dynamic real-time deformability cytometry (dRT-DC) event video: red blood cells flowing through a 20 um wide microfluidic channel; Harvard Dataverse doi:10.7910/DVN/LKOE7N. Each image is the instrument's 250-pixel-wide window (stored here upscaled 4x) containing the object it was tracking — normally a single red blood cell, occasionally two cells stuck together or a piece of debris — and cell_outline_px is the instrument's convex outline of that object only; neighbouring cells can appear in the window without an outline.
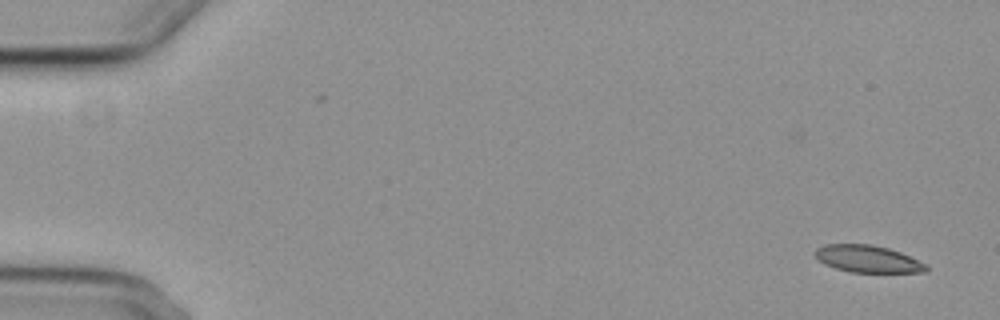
{"species": "common noctule bat (a hibernating species)", "species_latin": "Nyctalus noctula", "temperature_condition": "cold", "stored_images_in_passage": 11, "camera_frame_rate_fps": 3000, "um_per_image_px": 0.085, "animal": {"sex": "female", "body_mass_g": 29.2, "forearm_length_mm": 56.3}, "frame": {"image": 1, "passage_image": 2, "time_ms": 1.333, "image_size_px": [1000, 320], "cell_outline_px": [[928, 272], [852, 272], [836, 268], [824, 264], [816, 256], [816, 248], [824, 244], [872, 244], [888, 248], [900, 252], [928, 264]], "centroid_in_image_um": [73.79, 22.0], "position_along_channel_um": 11.2, "area_um2": 17.51}}
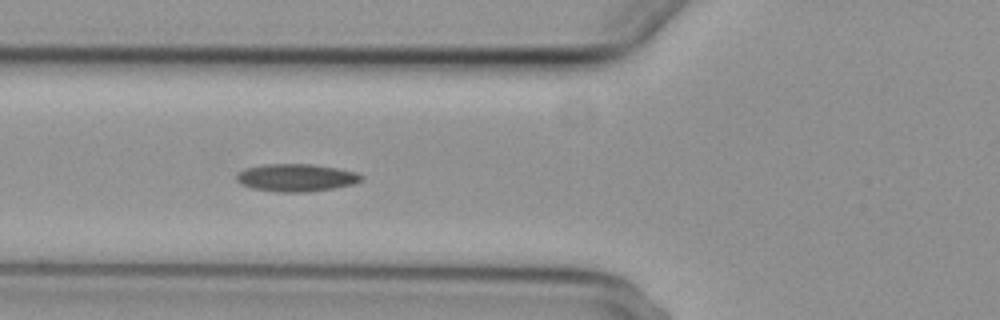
{"frame": {"image": 2, "passage_image": 7, "time_ms": 7.667, "image_size_px": [1000, 320], "cell_outline_px": [[364, 180], [356, 184], [308, 192], [276, 192], [252, 188], [240, 184], [236, 180], [236, 172], [244, 168], [264, 164], [312, 164], [336, 168], [356, 172], [364, 176]], "centroid_in_image_um": [25.16, 15.1], "position_along_channel_um": 100.6, "area_um2": 20.35}}
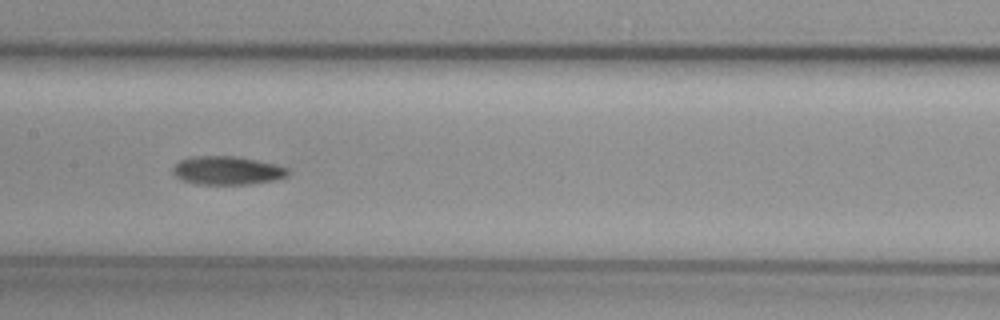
{"frame": {"image": 3, "passage_image": 9, "time_ms": 10.0, "image_size_px": [1000, 320], "cell_outline_px": [[292, 172], [288, 176], [276, 180], [248, 184], [196, 184], [184, 180], [176, 176], [172, 172], [172, 168], [180, 160], [192, 156], [236, 156], [276, 164], [288, 168]], "centroid_in_image_um": [19.35, 14.49], "position_along_channel_um": 188.0, "area_um2": 19.19}}